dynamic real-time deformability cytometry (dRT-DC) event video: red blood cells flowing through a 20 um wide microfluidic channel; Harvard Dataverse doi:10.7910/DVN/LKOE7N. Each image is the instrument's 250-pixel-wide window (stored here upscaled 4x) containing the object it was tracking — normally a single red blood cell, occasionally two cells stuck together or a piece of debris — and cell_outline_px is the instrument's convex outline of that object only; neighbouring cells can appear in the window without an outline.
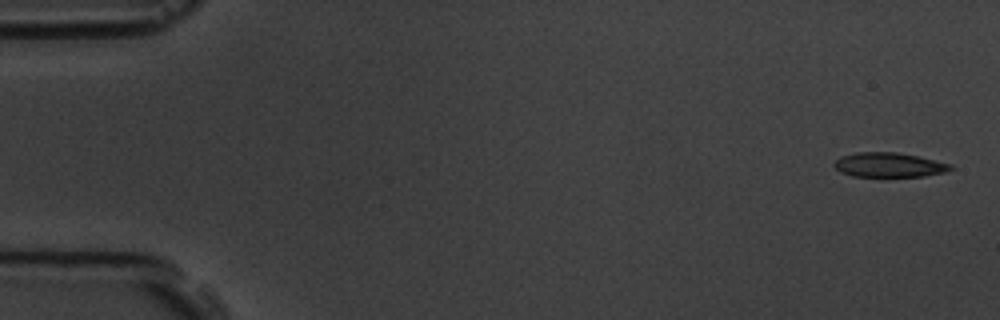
{"species": "common noctule bat (a hibernating species)", "species_latin": "Nyctalus noctula", "temperature_condition": "room temperature", "stored_images_in_passage": 2, "camera_frame_rate_fps": 3000, "um_per_image_px": 0.085, "animal": {"sex": "male", "body_mass_g": 19.5, "forearm_length_mm": 54.6}, "frame": {"image": 1, "passage_image": 1, "time_ms": 0.0, "image_size_px": [1000, 320], "cell_outline_px": [[956, 168], [944, 172], [924, 176], [852, 176], [840, 172], [832, 164], [840, 156], [856, 152], [896, 152], [916, 156], [952, 164]], "centroid_in_image_um": [75.55, 14.01], "position_along_channel_um": 9.5, "area_um2": 16.59}}